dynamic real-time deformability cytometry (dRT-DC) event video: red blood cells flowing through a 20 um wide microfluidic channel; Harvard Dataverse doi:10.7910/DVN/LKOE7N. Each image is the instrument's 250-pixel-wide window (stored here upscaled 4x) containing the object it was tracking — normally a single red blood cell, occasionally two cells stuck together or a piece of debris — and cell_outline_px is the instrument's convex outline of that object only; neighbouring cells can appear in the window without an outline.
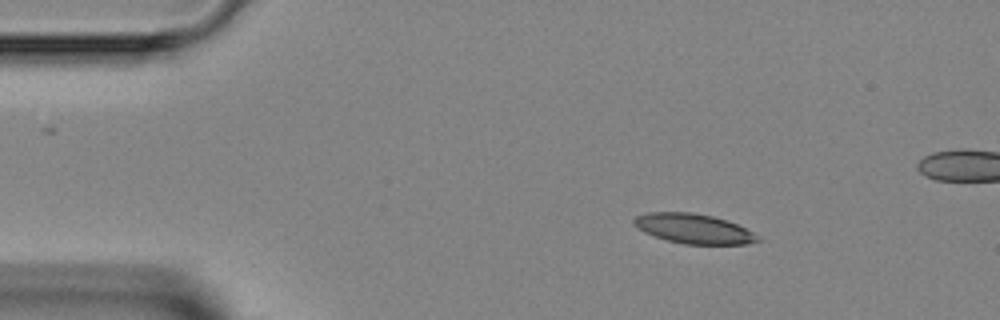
{"species": "Egyptian fruit bat (a non-hibernating species)", "species_latin": "Rousettus aegyptiacus", "temperature_condition": "room temperature", "stored_images_in_passage": 7, "camera_frame_rate_fps": 3000, "um_per_image_px": 0.085, "animal": {"sex": "female"}, "frame": {"image": 1, "passage_image": 2, "time_ms": 3.0, "image_size_px": [1000, 320], "cell_outline_px": [[764, 240], [748, 244], [684, 244], [668, 240], [644, 232], [636, 228], [632, 224], [632, 220], [636, 216], [648, 212], [692, 212], [712, 216], [728, 220], [752, 232]], "centroid_in_image_um": [58.95, 19.43], "position_along_channel_um": 26.0, "area_um2": 21.5}}
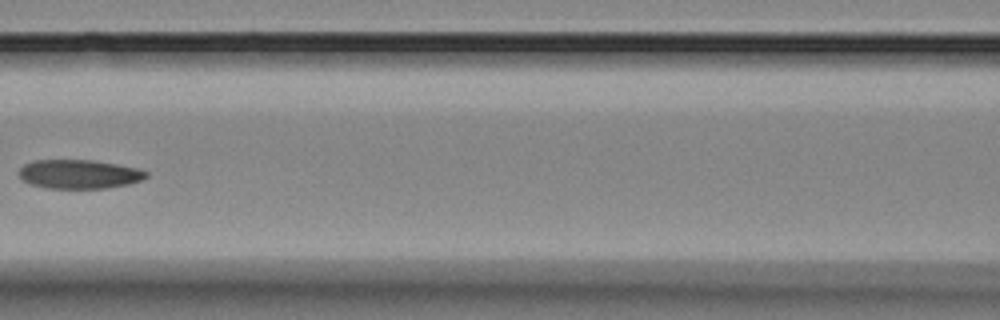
{"frame": {"image": 2, "passage_image": 6, "time_ms": 7.667, "image_size_px": [1000, 320], "cell_outline_px": [[148, 176], [144, 180], [128, 184], [108, 188], [48, 188], [32, 184], [24, 180], [20, 176], [20, 168], [24, 164], [32, 160], [92, 160], [140, 168], [148, 172]], "centroid_in_image_um": [6.78, 14.79], "position_along_channel_um": 159.8, "area_um2": 21.5}}
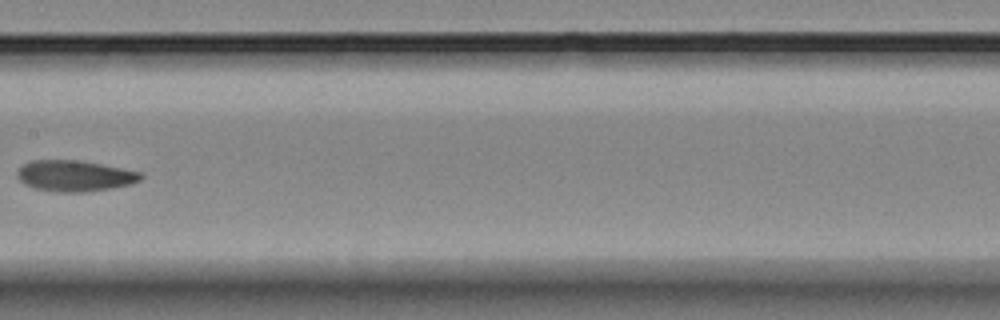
{"frame": {"image": 3, "passage_image": 7, "time_ms": 8.667, "image_size_px": [1000, 320], "cell_outline_px": [[144, 176], [140, 180], [132, 184], [112, 188], [84, 192], [60, 192], [32, 188], [24, 184], [16, 176], [16, 172], [24, 164], [32, 160], [80, 160], [140, 172]], "centroid_in_image_um": [6.33, 14.95], "position_along_channel_um": 201.1, "area_um2": 22.31}}